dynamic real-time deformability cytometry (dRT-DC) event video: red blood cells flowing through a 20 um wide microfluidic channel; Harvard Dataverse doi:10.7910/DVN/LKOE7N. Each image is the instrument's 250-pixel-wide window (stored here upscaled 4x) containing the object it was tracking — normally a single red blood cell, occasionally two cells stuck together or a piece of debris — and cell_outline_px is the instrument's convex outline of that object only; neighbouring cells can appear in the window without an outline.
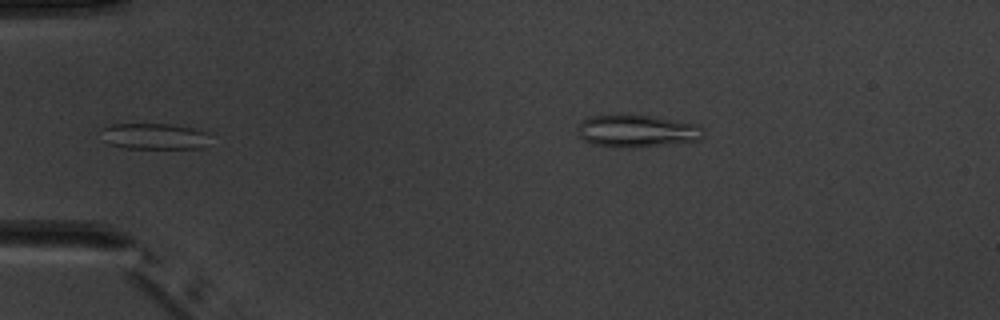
{"species": "common noctule bat (a hibernating species)", "species_latin": "Nyctalus noctula", "temperature_condition": "warm", "stored_images_in_passage": 6, "camera_frame_rate_fps": 3000, "um_per_image_px": 0.085, "animal": {"sex": "male", "body_mass_g": 20.1, "forearm_length_mm": 53.5}, "frame": {"image": 1, "passage_image": 6, "time_ms": 5.667, "image_size_px": [1000, 320], "cell_outline_px": [[208, 132], [200, 148], [124, 148], [108, 144], [104, 140], [100, 128], [112, 124], [172, 124], [192, 128]], "centroid_in_image_um": [13.0, 11.57], "position_along_channel_um": 72.0, "area_um2": 16.3}}